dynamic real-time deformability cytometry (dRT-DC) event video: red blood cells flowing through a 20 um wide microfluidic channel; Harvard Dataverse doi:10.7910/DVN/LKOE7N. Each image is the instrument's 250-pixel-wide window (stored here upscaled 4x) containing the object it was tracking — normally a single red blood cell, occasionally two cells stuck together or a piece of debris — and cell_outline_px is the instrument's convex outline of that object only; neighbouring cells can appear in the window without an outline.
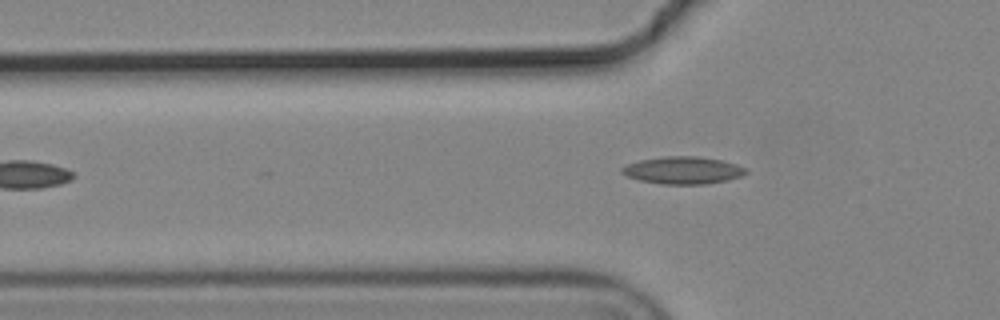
{"species": "common noctule bat (a hibernating species)", "species_latin": "Nyctalus noctula", "temperature_condition": "cold", "stored_images_in_passage": 3, "camera_frame_rate_fps": 3000, "um_per_image_px": 0.085, "animal": {"sex": "male", "body_mass_g": 19.2, "forearm_length_mm": 51.8}, "frame": {"image": 1, "passage_image": 3, "time_ms": 0.667, "image_size_px": [1000, 320], "cell_outline_px": [[748, 172], [740, 176], [728, 180], [704, 184], [664, 184], [640, 180], [628, 176], [620, 172], [620, 168], [628, 164], [640, 160], [664, 156], [696, 156], [720, 160], [736, 164], [748, 168]], "centroid_in_image_um": [58.06, 14.47], "position_along_channel_um": 67.7, "area_um2": 19.65}}